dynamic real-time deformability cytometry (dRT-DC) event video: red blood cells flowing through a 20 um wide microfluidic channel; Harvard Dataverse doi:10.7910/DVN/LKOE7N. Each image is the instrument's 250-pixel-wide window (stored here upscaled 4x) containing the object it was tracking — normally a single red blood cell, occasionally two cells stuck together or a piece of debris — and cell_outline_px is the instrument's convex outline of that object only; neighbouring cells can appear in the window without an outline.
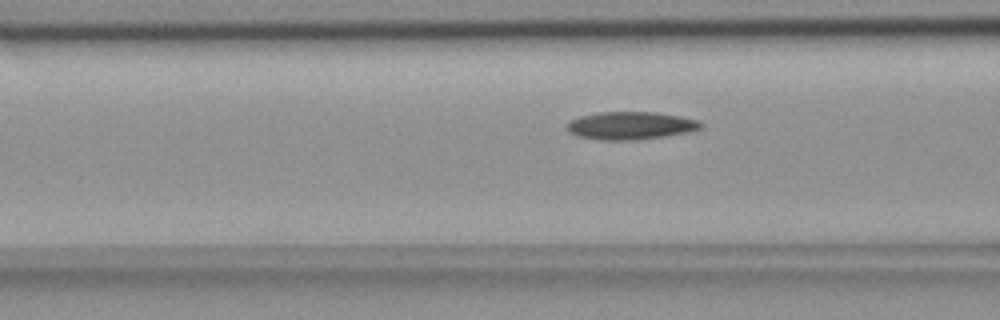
{"species": "common noctule bat (a hibernating species)", "species_latin": "Nyctalus noctula", "temperature_condition": "room temperature", "stored_images_in_passage": 52, "camera_frame_rate_fps": 3000, "um_per_image_px": 0.085, "animal": {"sex": "female", "body_mass_g": 18.4}, "frame": {"image": 1, "passage_image": 18, "time_ms": 5.667, "image_size_px": [1000, 320], "cell_outline_px": [[704, 124], [700, 128], [688, 132], [664, 136], [636, 140], [600, 140], [576, 136], [568, 128], [568, 124], [572, 120], [580, 116], [600, 112], [656, 112], [680, 116], [700, 120]], "centroid_in_image_um": [53.65, 10.67], "position_along_channel_um": 113.0, "area_um2": 21.56}}
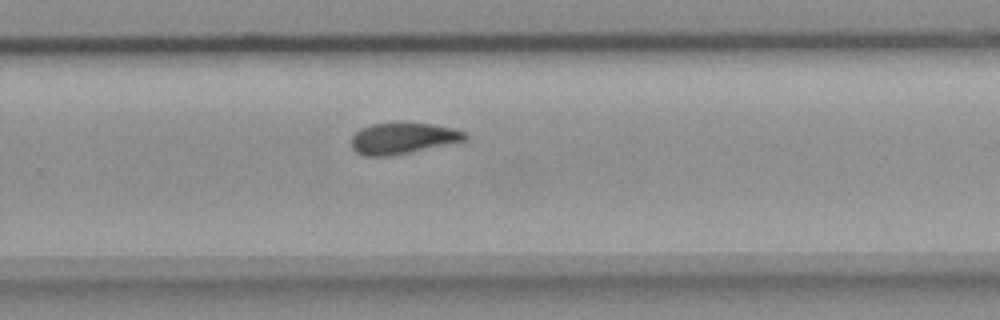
{"frame": {"image": 2, "passage_image": 33, "time_ms": 10.667, "image_size_px": [1000, 320], "cell_outline_px": [[468, 136], [464, 140], [408, 152], [388, 156], [364, 156], [356, 152], [352, 148], [352, 136], [360, 128], [372, 124], [432, 124], [452, 128], [464, 132]], "centroid_in_image_um": [34.18, 11.76], "position_along_channel_um": 295.6, "area_um2": 19.94}}
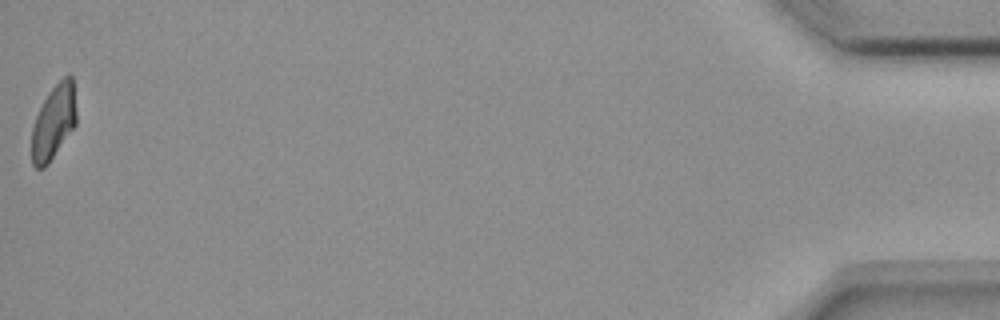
{"frame": {"image": 3, "passage_image": 52, "time_ms": 17.0, "image_size_px": [1000, 320], "cell_outline_px": [[76, 124], [48, 164], [44, 168], [36, 168], [32, 164], [32, 128], [36, 116], [48, 92], [64, 76], [72, 76], [76, 112]], "centroid_in_image_um": [4.55, 10.39], "position_along_channel_um": 430.6, "area_um2": 19.07}, "authors_computed_cell_mechanics": {"area_um2": 20.9814, "velocity_mm_per_s": 3.659, "shape_relaxation_time_tau1_ms": 7.4592, "shape_relaxation_time_tau2_ms": 3.5163, "deformation_change_tau1": 0.178, "deformation_change_tau2": 0.0944}}